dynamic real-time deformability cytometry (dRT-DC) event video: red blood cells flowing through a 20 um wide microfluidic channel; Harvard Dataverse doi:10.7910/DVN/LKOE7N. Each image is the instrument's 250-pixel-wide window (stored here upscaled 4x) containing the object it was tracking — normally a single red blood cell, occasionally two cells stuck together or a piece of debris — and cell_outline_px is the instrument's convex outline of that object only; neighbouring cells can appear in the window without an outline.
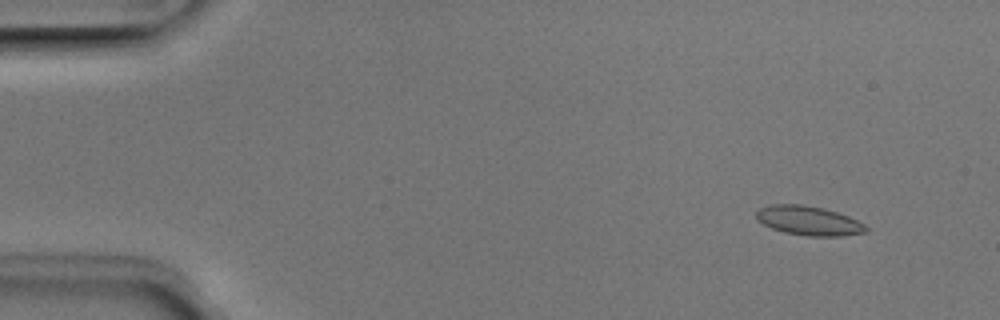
{"species": "Egyptian fruit bat (a non-hibernating species)", "species_latin": "Rousettus aegyptiacus", "temperature_condition": "room temperature", "stored_images_in_passage": 52, "camera_frame_rate_fps": 3000, "um_per_image_px": 0.085, "animal": {"sex": "male"}, "frame": {"image": 1, "passage_image": 5, "time_ms": 1.333, "image_size_px": [1000, 320], "cell_outline_px": [[868, 232], [840, 236], [808, 236], [784, 232], [772, 228], [756, 220], [756, 212], [760, 208], [772, 204], [800, 204], [824, 208], [848, 216], [864, 224], [868, 228]], "centroid_in_image_um": [68.73, 18.76], "position_along_channel_um": 16.3, "area_um2": 18.67}}
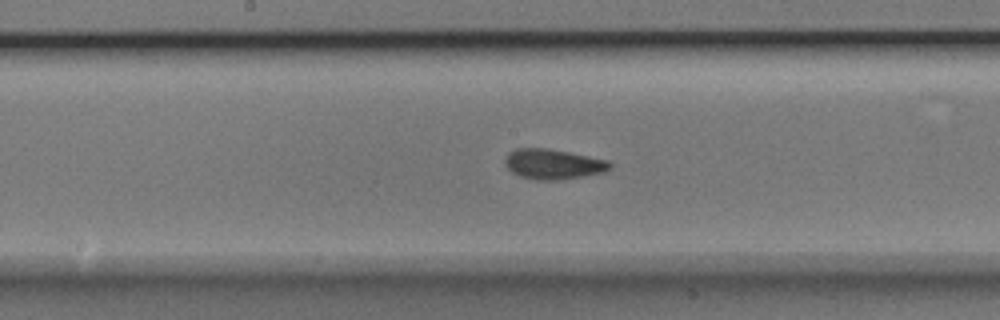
{"frame": {"image": 2, "passage_image": 27, "time_ms": 8.667, "image_size_px": [1000, 320], "cell_outline_px": [[612, 168], [604, 172], [584, 176], [556, 180], [536, 180], [520, 176], [512, 172], [504, 164], [504, 160], [508, 152], [516, 148], [548, 148], [608, 160], [612, 164]], "centroid_in_image_um": [47.01, 13.95], "position_along_channel_um": 201.2, "area_um2": 18.5}}
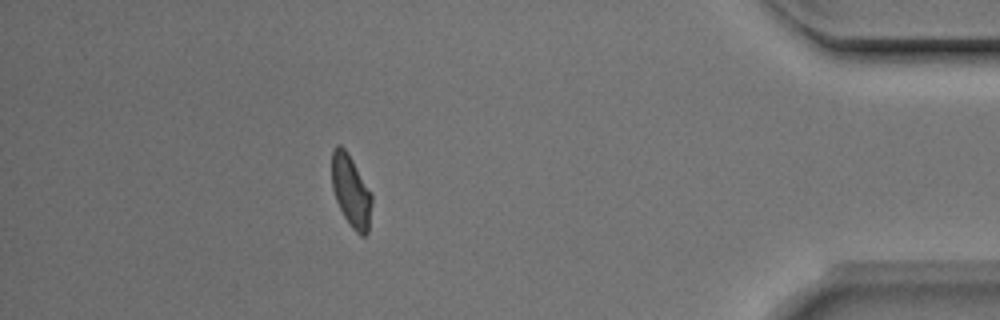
{"frame": {"image": 3, "passage_image": 46, "time_ms": 15.0, "image_size_px": [1000, 320], "cell_outline_px": [[372, 204], [368, 232], [364, 236], [360, 236], [352, 228], [344, 216], [336, 200], [332, 188], [332, 148], [336, 144], [340, 144], [348, 152], [372, 196]], "centroid_in_image_um": [29.82, 16.23], "position_along_channel_um": 405.4, "area_um2": 16.65}, "authors_computed_cell_mechanics": {"area_um2": 17.7446, "velocity_mm_per_s": 3.9628, "shape_relaxation_time_tau1_ms": 6.4169, "shape_relaxation_time_tau2_ms": 1.1721, "deformation_change_tau1": 0.1198, "deformation_change_tau2": 0.0542}}